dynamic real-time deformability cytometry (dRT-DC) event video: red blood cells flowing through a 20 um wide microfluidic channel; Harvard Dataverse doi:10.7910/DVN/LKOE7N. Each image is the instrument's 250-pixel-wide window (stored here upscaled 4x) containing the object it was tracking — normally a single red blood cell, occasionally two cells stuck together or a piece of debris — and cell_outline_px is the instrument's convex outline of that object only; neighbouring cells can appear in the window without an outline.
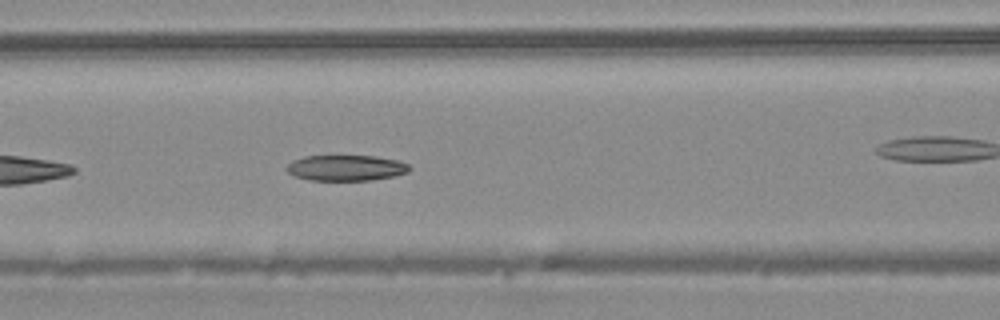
{"species": "common noctule bat (a hibernating species)", "species_latin": "Nyctalus noctula", "temperature_condition": "warm", "stored_images_in_passage": 14, "camera_frame_rate_fps": 3000, "um_per_image_px": 0.085, "animal": {"sex": "male", "body_mass_g": 20.4}, "frame": {"image": 1, "passage_image": 8, "time_ms": 2.333, "image_size_px": [1000, 320], "cell_outline_px": [[412, 168], [408, 172], [392, 176], [372, 180], [308, 180], [292, 176], [284, 168], [292, 160], [304, 156], [376, 156], [396, 160], [408, 164]], "centroid_in_image_um": [29.36, 14.27], "position_along_channel_um": 137.2, "area_um2": 18.5}}